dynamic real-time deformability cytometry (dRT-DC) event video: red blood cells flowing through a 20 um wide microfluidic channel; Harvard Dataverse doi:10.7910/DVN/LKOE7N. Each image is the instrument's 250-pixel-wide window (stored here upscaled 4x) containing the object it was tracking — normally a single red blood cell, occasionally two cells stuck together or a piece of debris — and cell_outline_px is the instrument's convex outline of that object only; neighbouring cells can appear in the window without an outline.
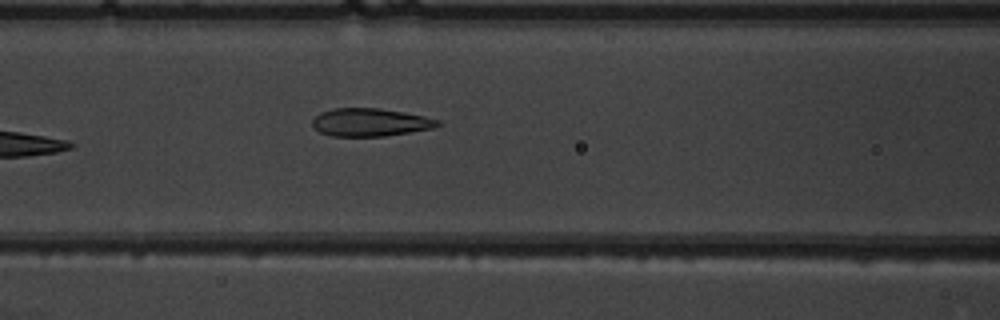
{"species": "common noctule bat (a hibernating species)", "species_latin": "Nyctalus noctula", "temperature_condition": "warm", "stored_images_in_passage": 6, "camera_frame_rate_fps": 3000, "um_per_image_px": 0.085, "animal": {"sex": "male", "body_mass_g": 19.5, "forearm_length_mm": 54.6}, "frame": {"image": 1, "passage_image": 6, "time_ms": 6.0, "image_size_px": [1000, 320], "cell_outline_px": [[444, 124], [432, 128], [384, 136], [332, 136], [320, 132], [312, 128], [312, 120], [320, 112], [332, 108], [380, 108], [404, 112], [424, 116], [440, 120]], "centroid_in_image_um": [31.45, 10.39], "position_along_channel_um": 135.1, "area_um2": 20.52}}